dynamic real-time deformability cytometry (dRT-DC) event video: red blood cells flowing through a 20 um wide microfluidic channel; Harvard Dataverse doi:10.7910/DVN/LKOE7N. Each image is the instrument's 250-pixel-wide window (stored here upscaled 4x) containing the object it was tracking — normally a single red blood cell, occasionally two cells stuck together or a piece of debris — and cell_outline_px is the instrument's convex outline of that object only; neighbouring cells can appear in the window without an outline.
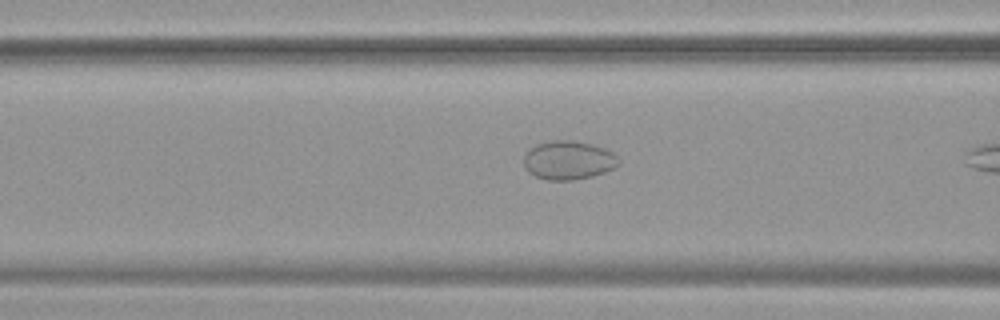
{"species": "common noctule bat (a hibernating species)", "species_latin": "Nyctalus noctula", "temperature_condition": "warm", "stored_images_in_passage": 11, "camera_frame_rate_fps": 3000, "um_per_image_px": 0.085, "animal": {"sex": "female", "body_mass_g": 19.9}, "frame": {"image": 1, "passage_image": 10, "time_ms": 3.0, "image_size_px": [1000, 320], "cell_outline_px": [[620, 164], [604, 172], [592, 176], [576, 180], [548, 180], [536, 176], [528, 172], [524, 168], [524, 156], [528, 148], [536, 144], [552, 140], [572, 140], [592, 144], [604, 148], [612, 152], [620, 160]], "centroid_in_image_um": [48.29, 13.61], "position_along_channel_um": 118.3, "area_um2": 21.56}}